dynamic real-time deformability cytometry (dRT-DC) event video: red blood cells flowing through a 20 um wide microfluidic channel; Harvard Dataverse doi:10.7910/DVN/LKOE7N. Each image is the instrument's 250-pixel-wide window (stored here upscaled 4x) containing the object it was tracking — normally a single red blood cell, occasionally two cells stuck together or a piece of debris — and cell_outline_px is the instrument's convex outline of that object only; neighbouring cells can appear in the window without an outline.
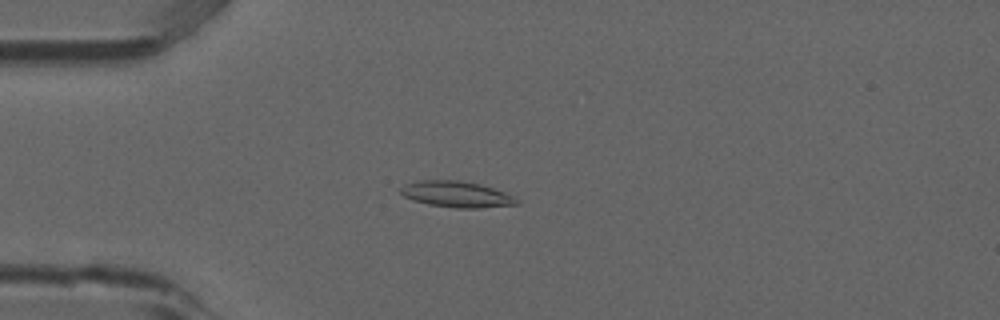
{"species": "common noctule bat (a hibernating species)", "species_latin": "Nyctalus noctula", "temperature_condition": "room temperature", "stored_images_in_passage": 5, "camera_frame_rate_fps": 3000, "um_per_image_px": 0.085, "animal": {"sex": "male", "forearm_length_mm": 52.5}, "frame": {"image": 1, "passage_image": 4, "time_ms": 1.0, "image_size_px": [1000, 320], "cell_outline_px": [[520, 204], [480, 208], [456, 208], [428, 204], [412, 200], [404, 196], [400, 192], [400, 188], [404, 184], [420, 180], [456, 180], [480, 184], [504, 192], [520, 200]], "centroid_in_image_um": [38.8, 16.52], "position_along_channel_um": 46.2, "area_um2": 17.63}}